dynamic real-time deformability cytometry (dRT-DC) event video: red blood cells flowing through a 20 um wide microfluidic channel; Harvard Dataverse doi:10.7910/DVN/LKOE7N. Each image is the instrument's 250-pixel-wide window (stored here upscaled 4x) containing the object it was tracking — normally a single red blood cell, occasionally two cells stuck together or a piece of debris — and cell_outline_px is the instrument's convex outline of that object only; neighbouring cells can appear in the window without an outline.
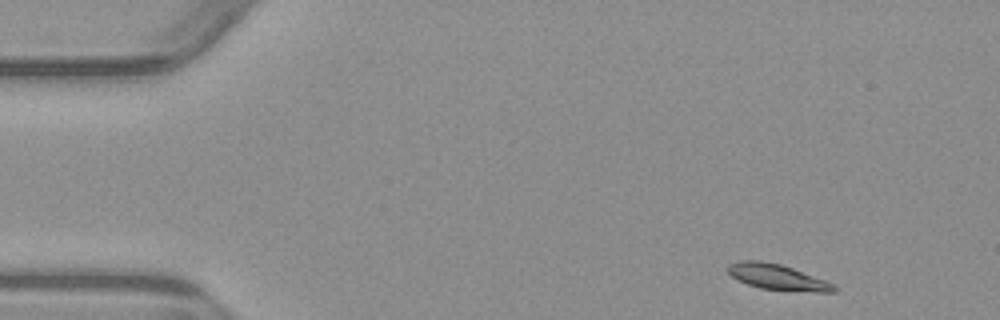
{"species": "common noctule bat (a hibernating species)", "species_latin": "Nyctalus noctula", "temperature_condition": "warm", "stored_images_in_passage": 5, "camera_frame_rate_fps": 3000, "um_per_image_px": 0.085, "animal": {"sex": "male", "body_mass_g": 23.1, "forearm_length_mm": 52.7}, "frame": {"image": 1, "passage_image": 1, "time_ms": 0.0, "image_size_px": [1000, 320], "cell_outline_px": [[840, 288], [836, 292], [816, 292], [760, 288], [748, 284], [732, 276], [728, 272], [728, 264], [740, 260], [760, 260], [780, 264], [792, 268], [824, 280]], "centroid_in_image_um": [66.09, 23.54], "position_along_channel_um": 18.9, "area_um2": 15.61}}
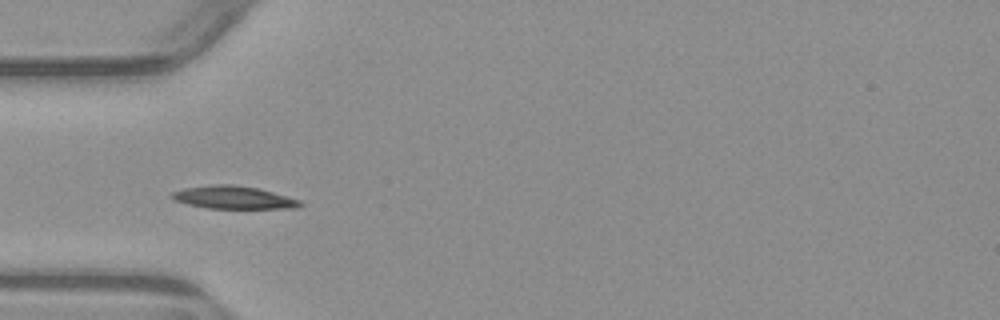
{"frame": {"image": 2, "passage_image": 4, "time_ms": 3.667, "image_size_px": [1000, 320], "cell_outline_px": [[304, 204], [296, 208], [208, 208], [188, 204], [176, 200], [168, 196], [172, 192], [184, 188], [212, 184], [232, 184], [260, 188], [300, 200]], "centroid_in_image_um": [19.85, 16.77], "position_along_channel_um": 65.2, "area_um2": 17.05}}
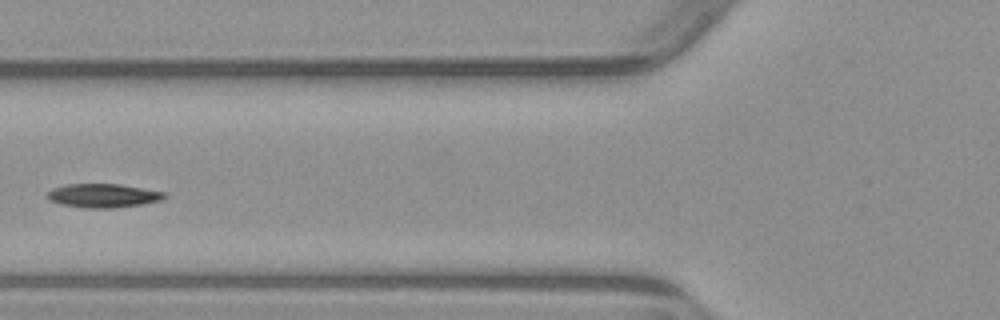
{"frame": {"image": 3, "passage_image": 5, "time_ms": 5.0, "image_size_px": [1000, 320], "cell_outline_px": [[168, 196], [160, 200], [140, 204], [116, 208], [84, 208], [60, 204], [48, 200], [44, 196], [52, 188], [68, 184], [120, 184], [164, 192]], "centroid_in_image_um": [8.71, 16.63], "position_along_channel_um": 117.1, "area_um2": 16.3}}